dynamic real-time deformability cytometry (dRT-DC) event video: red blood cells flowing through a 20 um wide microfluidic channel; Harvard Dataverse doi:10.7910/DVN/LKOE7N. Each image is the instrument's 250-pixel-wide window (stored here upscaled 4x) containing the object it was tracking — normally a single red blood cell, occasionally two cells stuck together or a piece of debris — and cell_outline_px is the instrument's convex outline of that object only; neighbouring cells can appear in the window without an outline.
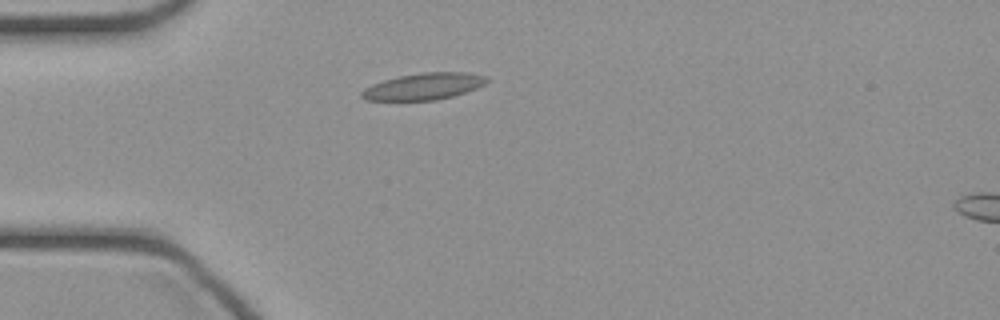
{"species": "common noctule bat (a hibernating species)", "species_latin": "Nyctalus noctula", "temperature_condition": "cold", "stored_images_in_passage": 10, "camera_frame_rate_fps": 3000, "um_per_image_px": 0.085, "animal": {"sex": "female", "body_mass_g": 21.9}, "frame": {"image": 1, "passage_image": 1, "time_ms": 0.0, "image_size_px": [1000, 320], "cell_outline_px": [[488, 80], [484, 84], [476, 88], [452, 96], [436, 100], [364, 100], [360, 96], [360, 92], [364, 88], [372, 84], [384, 80], [400, 76], [424, 72], [464, 72], [488, 76]], "centroid_in_image_um": [35.99, 7.34], "position_along_channel_um": 49.0, "area_um2": 19.31}}
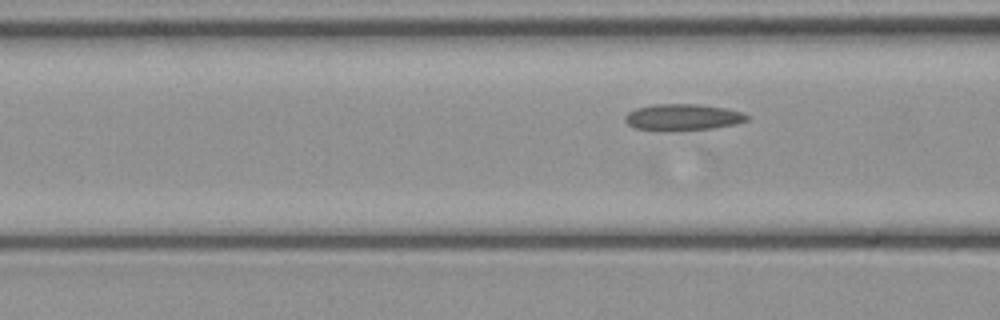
{"frame": {"image": 2, "passage_image": 6, "time_ms": 1.667, "image_size_px": [1000, 320], "cell_outline_px": [[752, 116], [748, 120], [736, 124], [712, 128], [672, 132], [664, 132], [636, 128], [628, 124], [624, 120], [624, 116], [628, 112], [636, 108], [652, 104], [696, 104], [724, 108], [740, 112]], "centroid_in_image_um": [58.01, 9.98], "position_along_channel_um": 108.6, "area_um2": 19.13}}